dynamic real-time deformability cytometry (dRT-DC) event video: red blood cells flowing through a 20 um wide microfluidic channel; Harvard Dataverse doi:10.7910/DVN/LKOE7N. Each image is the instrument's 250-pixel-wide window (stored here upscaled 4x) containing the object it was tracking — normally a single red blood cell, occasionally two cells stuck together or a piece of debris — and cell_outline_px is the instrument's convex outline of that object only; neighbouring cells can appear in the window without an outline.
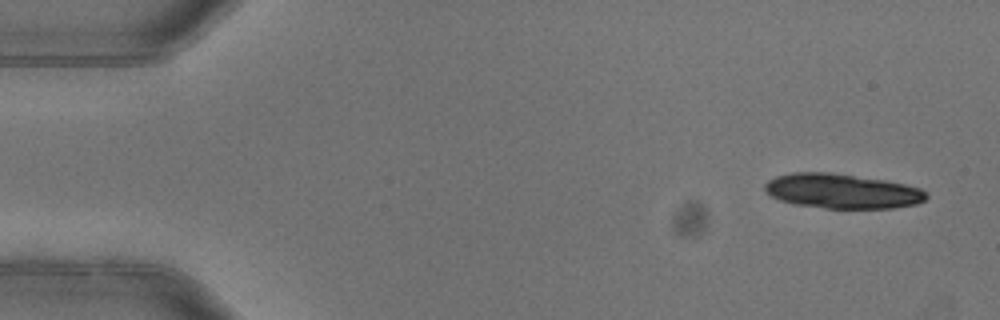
{"species": "common noctule bat (a hibernating species)", "species_latin": "Nyctalus noctula", "temperature_condition": "warm", "stored_images_in_passage": 4, "camera_frame_rate_fps": 3000, "um_per_image_px": 0.085, "animal": {"sex": "female"}, "frame": {"image": 1, "passage_image": 1, "time_ms": 0.0, "image_size_px": [1000, 320], "cell_outline_px": [[928, 196], [924, 200], [916, 204], [892, 208], [824, 208], [792, 204], [780, 200], [772, 196], [764, 188], [764, 184], [768, 180], [776, 176], [792, 172], [832, 172], [884, 180], [904, 184], [920, 188]], "centroid_in_image_um": [71.54, 16.24], "position_along_channel_um": 13.5, "area_um2": 32.6}}